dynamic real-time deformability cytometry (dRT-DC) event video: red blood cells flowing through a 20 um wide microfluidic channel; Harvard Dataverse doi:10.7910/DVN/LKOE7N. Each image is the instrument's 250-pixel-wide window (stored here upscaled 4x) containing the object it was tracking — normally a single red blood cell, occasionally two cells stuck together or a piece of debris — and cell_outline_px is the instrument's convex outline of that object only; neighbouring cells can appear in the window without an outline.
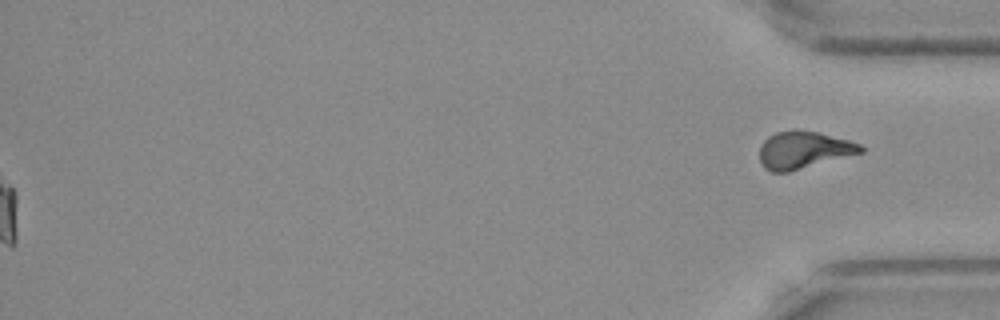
{"species": "Egyptian fruit bat (a non-hibernating species)", "species_latin": "Rousettus aegyptiacus", "temperature_condition": "warm", "stored_images_in_passage": 53, "segment_of_instrument_passage": [2, 2], "camera_frame_rate_fps": 3000, "um_per_image_px": 0.085, "frame": {"image": 1, "passage_image": 53, "time_ms": 17.333, "image_size_px": [1000, 320], "cell_outline_px": [[864, 152], [788, 172], [772, 172], [764, 168], [760, 164], [760, 144], [768, 136], [776, 132], [796, 128], [816, 132], [848, 140], [860, 144], [864, 148]], "centroid_in_image_um": [68.27, 12.74], "position_along_channel_um": 366.9, "area_um2": 22.08}}